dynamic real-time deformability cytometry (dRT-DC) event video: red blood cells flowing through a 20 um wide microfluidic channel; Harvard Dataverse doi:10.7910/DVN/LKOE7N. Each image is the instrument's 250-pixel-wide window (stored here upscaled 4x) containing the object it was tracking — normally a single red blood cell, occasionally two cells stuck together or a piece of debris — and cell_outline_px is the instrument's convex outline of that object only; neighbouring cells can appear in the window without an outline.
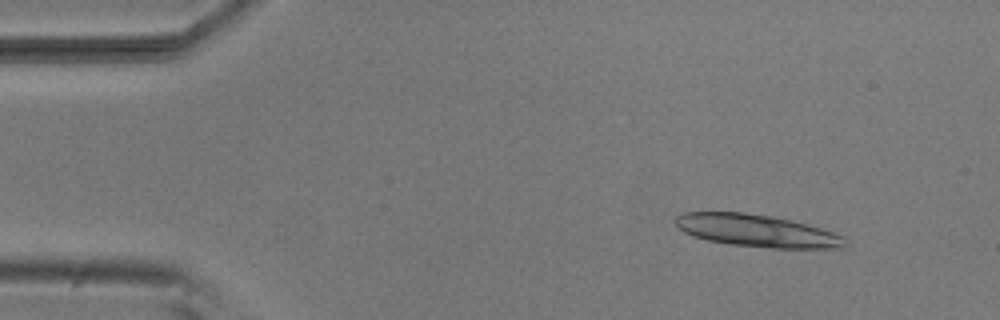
{"species": "common noctule bat (a hibernating species)", "species_latin": "Nyctalus noctula", "temperature_condition": "room temperature", "stored_images_in_passage": 53, "segment_of_instrument_passage": [1, 2], "camera_frame_rate_fps": 3000, "um_per_image_px": 0.085, "animal": {"sex": "male", "body_mass_g": 20.5, "forearm_length_mm": 52.5}, "frame": {"image": 1, "passage_image": 6, "time_ms": 1.667, "image_size_px": [1000, 320], "cell_outline_px": [[848, 244], [844, 248], [768, 248], [732, 244], [708, 240], [684, 232], [676, 224], [676, 216], [684, 212], [744, 212], [772, 216], [792, 220], [820, 228], [844, 236], [848, 240]], "centroid_in_image_um": [64.39, 19.61], "position_along_channel_um": 20.6, "area_um2": 31.85}}